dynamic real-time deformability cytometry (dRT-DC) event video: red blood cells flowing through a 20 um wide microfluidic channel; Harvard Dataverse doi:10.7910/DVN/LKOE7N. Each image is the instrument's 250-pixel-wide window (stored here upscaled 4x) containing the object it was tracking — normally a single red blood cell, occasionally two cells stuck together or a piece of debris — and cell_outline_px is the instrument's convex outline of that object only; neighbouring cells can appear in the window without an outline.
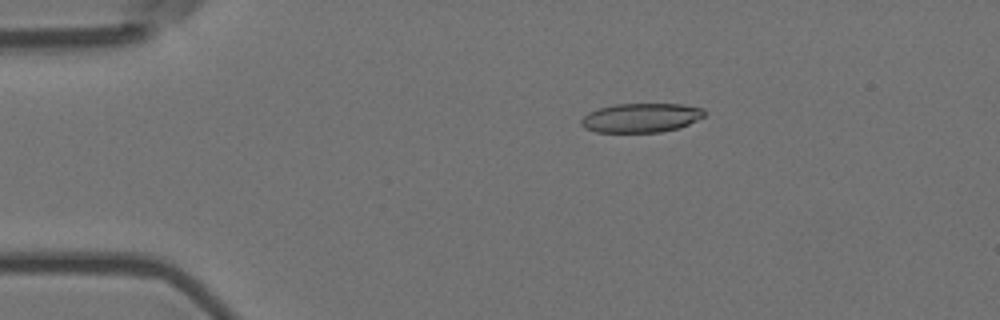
{"species": "Egyptian fruit bat (a non-hibernating species)", "species_latin": "Rousettus aegyptiacus", "temperature_condition": "room temperature", "stored_images_in_passage": 6, "camera_frame_rate_fps": 3000, "um_per_image_px": 0.085, "animal": {"sex": "female"}, "frame": {"image": 1, "passage_image": 3, "time_ms": 0.667, "image_size_px": [1000, 320], "cell_outline_px": [[708, 112], [704, 116], [680, 128], [660, 132], [596, 132], [584, 128], [580, 124], [580, 120], [588, 112], [596, 108], [616, 104], [684, 104], [704, 108]], "centroid_in_image_um": [54.49, 10.0], "position_along_channel_um": 30.5, "area_um2": 21.21}}
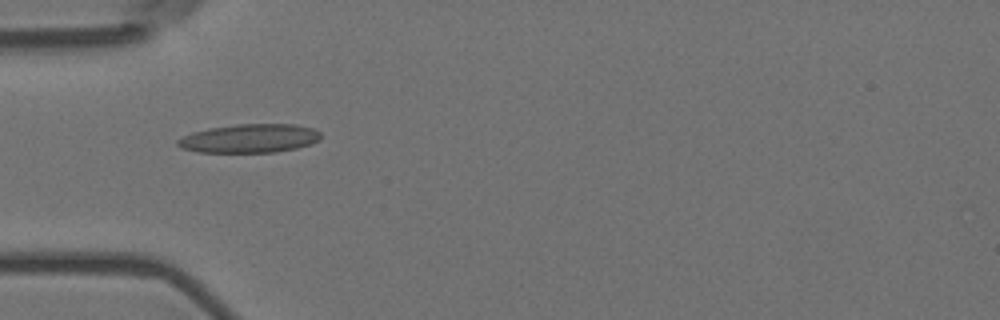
{"frame": {"image": 2, "passage_image": 5, "time_ms": 1.333, "image_size_px": [1000, 320], "cell_outline_px": [[320, 140], [312, 144], [296, 148], [276, 152], [196, 152], [180, 148], [176, 144], [176, 140], [192, 132], [208, 128], [236, 124], [296, 124], [312, 128], [320, 132]], "centroid_in_image_um": [21.2, 11.76], "position_along_channel_um": 63.8, "area_um2": 24.1}}
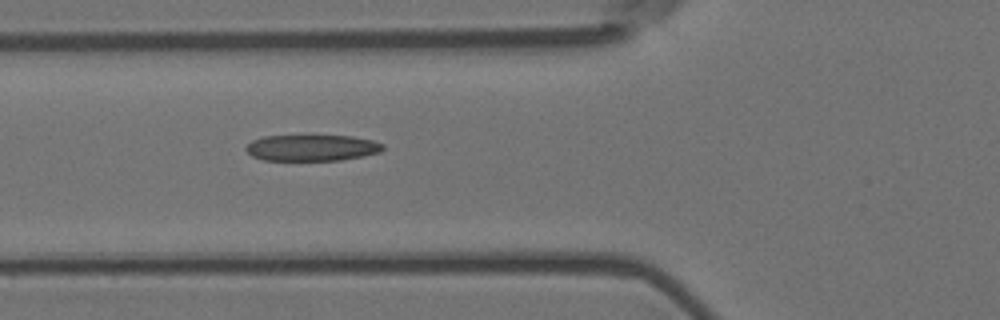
{"frame": {"image": 3, "passage_image": 6, "time_ms": 1.667, "image_size_px": [1000, 320], "cell_outline_px": [[384, 148], [380, 152], [364, 156], [340, 160], [264, 160], [252, 156], [244, 148], [252, 140], [264, 136], [352, 136], [372, 140], [384, 144]], "centroid_in_image_um": [26.52, 12.56], "position_along_channel_um": 99.3, "area_um2": 20.87}}